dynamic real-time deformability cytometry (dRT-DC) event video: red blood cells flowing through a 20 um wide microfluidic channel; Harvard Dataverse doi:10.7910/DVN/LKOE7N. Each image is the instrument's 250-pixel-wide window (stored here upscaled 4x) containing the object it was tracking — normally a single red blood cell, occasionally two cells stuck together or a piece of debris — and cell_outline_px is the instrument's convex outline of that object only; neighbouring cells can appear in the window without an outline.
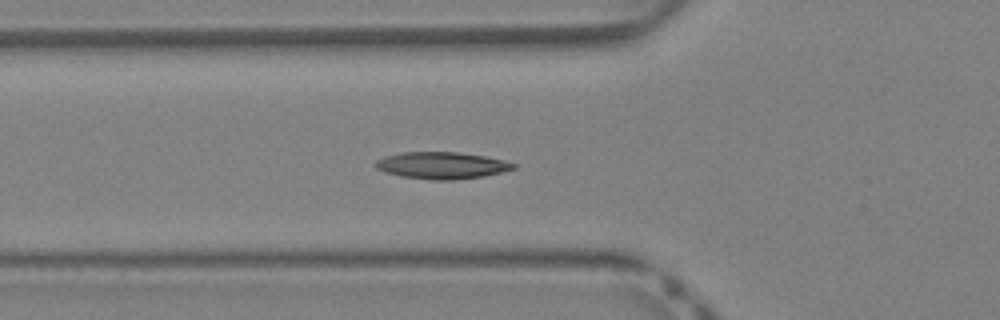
{"species": "Egyptian fruit bat (a non-hibernating species)", "species_latin": "Rousettus aegyptiacus", "temperature_condition": "warm", "stored_images_in_passage": 36, "camera_frame_rate_fps": 3000, "um_per_image_px": 0.085, "animal": {"sex": "female"}, "frame": {"image": 1, "passage_image": 9, "time_ms": 2.667, "image_size_px": [1000, 320], "cell_outline_px": [[516, 168], [484, 176], [456, 180], [432, 180], [400, 176], [376, 168], [376, 160], [384, 156], [400, 152], [456, 152], [484, 156], [504, 160], [516, 164]], "centroid_in_image_um": [37.55, 14.06], "position_along_channel_um": 88.2, "area_um2": 21.5}}
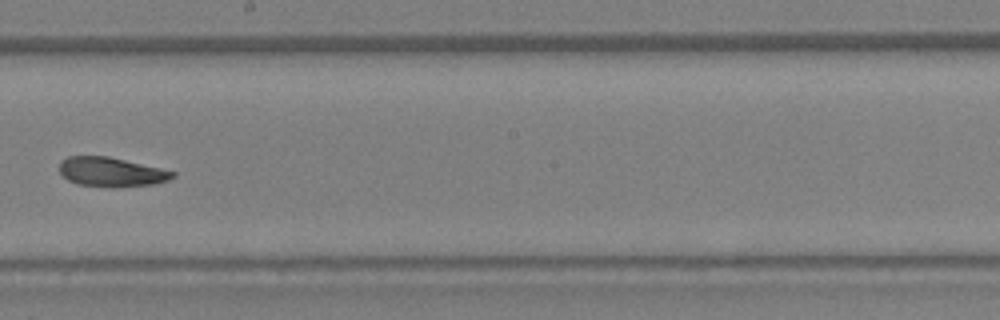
{"frame": {"image": 2, "passage_image": 18, "time_ms": 5.667, "image_size_px": [1000, 320], "cell_outline_px": [[176, 176], [168, 180], [152, 184], [116, 188], [108, 188], [76, 184], [68, 180], [60, 172], [60, 160], [68, 156], [108, 156], [160, 168], [176, 172]], "centroid_in_image_um": [9.44, 14.63], "position_along_channel_um": 238.8, "area_um2": 19.54}}
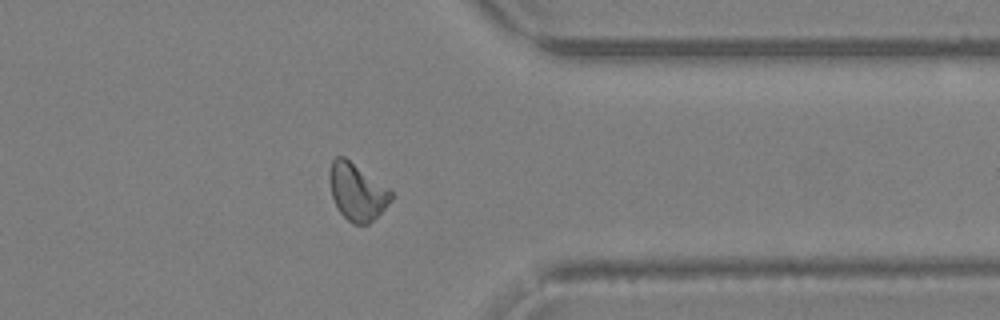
{"frame": {"image": 3, "passage_image": 27, "time_ms": 8.667, "image_size_px": [1000, 320], "cell_outline_px": [[392, 196], [388, 204], [368, 224], [352, 224], [340, 212], [332, 196], [328, 180], [328, 172], [332, 160], [336, 156], [344, 156], [388, 188], [392, 192]], "centroid_in_image_um": [30.3, 16.28], "position_along_channel_um": 381.1, "area_um2": 20.17}}